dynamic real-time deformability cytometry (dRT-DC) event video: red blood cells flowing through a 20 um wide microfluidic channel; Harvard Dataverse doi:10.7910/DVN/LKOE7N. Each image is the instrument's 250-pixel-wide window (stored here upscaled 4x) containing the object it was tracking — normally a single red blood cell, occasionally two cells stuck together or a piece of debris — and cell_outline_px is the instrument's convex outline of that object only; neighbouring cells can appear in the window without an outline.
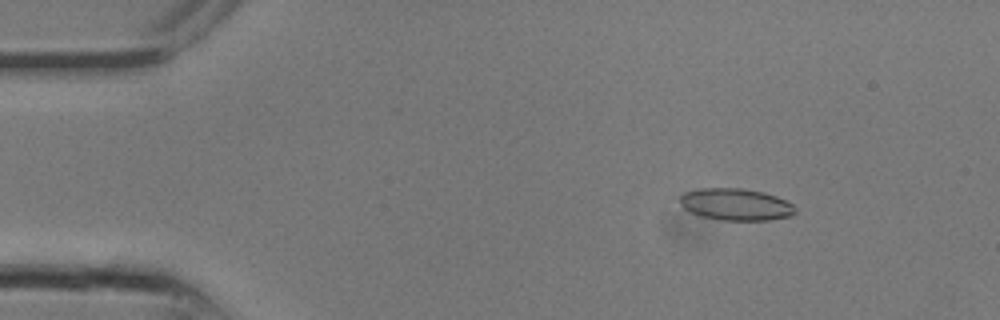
{"species": "common noctule bat (a hibernating species)", "species_latin": "Nyctalus noctula", "temperature_condition": "room temperature", "stored_images_in_passage": 10, "camera_frame_rate_fps": 3000, "um_per_image_px": 0.085, "animal": {"sex": "male", "body_mass_g": 13.3}, "frame": {"image": 1, "passage_image": 4, "time_ms": 1.0, "image_size_px": [1000, 320], "cell_outline_px": [[796, 212], [792, 216], [768, 220], [724, 220], [700, 216], [684, 208], [680, 204], [680, 196], [684, 192], [704, 188], [740, 188], [764, 192], [776, 196], [792, 204], [796, 208]], "centroid_in_image_um": [62.56, 17.37], "position_along_channel_um": 22.4, "area_um2": 21.39}}
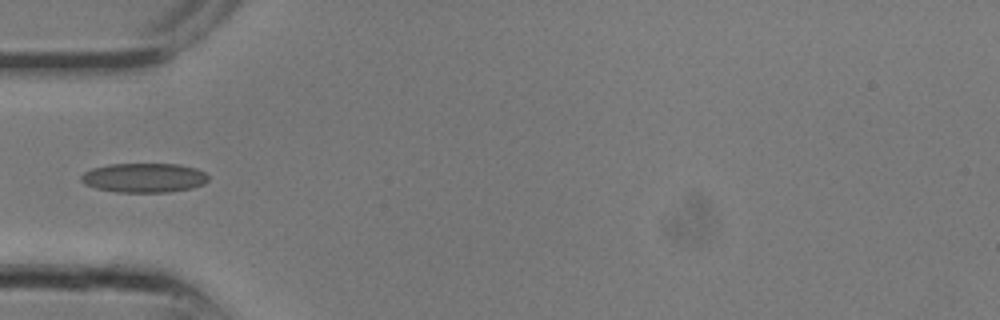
{"frame": {"image": 2, "passage_image": 9, "time_ms": 2.667, "image_size_px": [1000, 320], "cell_outline_px": [[208, 180], [204, 184], [192, 188], [168, 192], [116, 192], [96, 188], [84, 184], [80, 180], [80, 176], [84, 172], [92, 168], [108, 164], [180, 164], [196, 168], [204, 172], [208, 176]], "centroid_in_image_um": [12.23, 15.11], "position_along_channel_um": 72.8, "area_um2": 21.91}}